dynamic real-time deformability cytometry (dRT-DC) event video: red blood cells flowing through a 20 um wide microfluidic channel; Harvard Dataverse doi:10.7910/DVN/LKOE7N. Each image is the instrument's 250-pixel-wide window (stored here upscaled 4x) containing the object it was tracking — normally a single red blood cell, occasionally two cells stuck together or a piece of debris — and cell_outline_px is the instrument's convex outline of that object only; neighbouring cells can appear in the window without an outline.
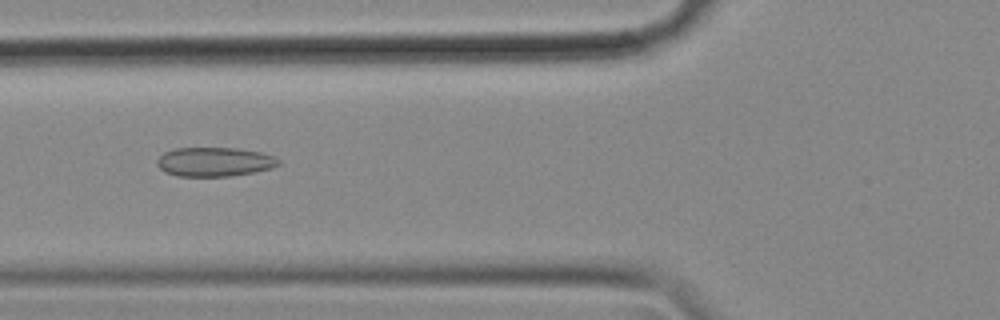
{"species": "common noctule bat (a hibernating species)", "species_latin": "Nyctalus noctula", "temperature_condition": "cold", "stored_images_in_passage": 32, "camera_frame_rate_fps": 3000, "um_per_image_px": 0.085, "animal": {"sex": "female", "body_mass_g": 18.4}, "frame": {"image": 1, "passage_image": 4, "time_ms": 1.0, "image_size_px": [1000, 320], "cell_outline_px": [[280, 164], [272, 168], [256, 172], [232, 176], [176, 176], [164, 172], [156, 164], [156, 160], [164, 152], [176, 148], [236, 148], [260, 152], [272, 156], [280, 160]], "centroid_in_image_um": [18.22, 13.76], "position_along_channel_um": 107.6, "area_um2": 20.75}}
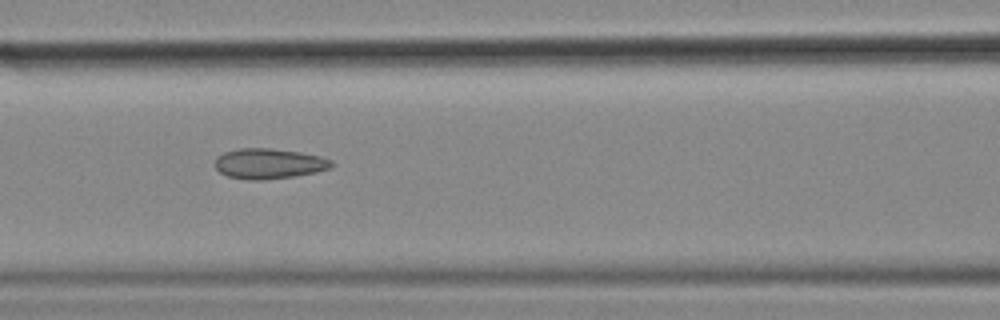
{"frame": {"image": 2, "passage_image": 7, "time_ms": 2.0, "image_size_px": [1000, 320], "cell_outline_px": [[336, 164], [332, 168], [316, 172], [296, 176], [264, 180], [252, 180], [228, 176], [220, 172], [216, 168], [216, 156], [224, 152], [240, 148], [272, 148], [300, 152], [320, 156], [332, 160]], "centroid_in_image_um": [22.91, 13.9], "position_along_channel_um": 143.7, "area_um2": 20.75}}
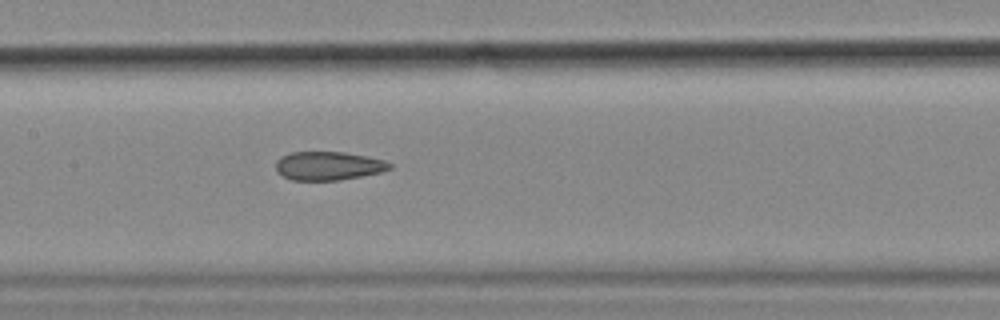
{"frame": {"image": 3, "passage_image": 10, "time_ms": 3.0, "image_size_px": [1000, 320], "cell_outline_px": [[392, 168], [380, 172], [340, 180], [292, 180], [276, 172], [276, 160], [280, 156], [292, 152], [344, 152], [384, 160], [392, 164]], "centroid_in_image_um": [27.88, 14.09], "position_along_channel_um": 179.5, "area_um2": 18.9}}